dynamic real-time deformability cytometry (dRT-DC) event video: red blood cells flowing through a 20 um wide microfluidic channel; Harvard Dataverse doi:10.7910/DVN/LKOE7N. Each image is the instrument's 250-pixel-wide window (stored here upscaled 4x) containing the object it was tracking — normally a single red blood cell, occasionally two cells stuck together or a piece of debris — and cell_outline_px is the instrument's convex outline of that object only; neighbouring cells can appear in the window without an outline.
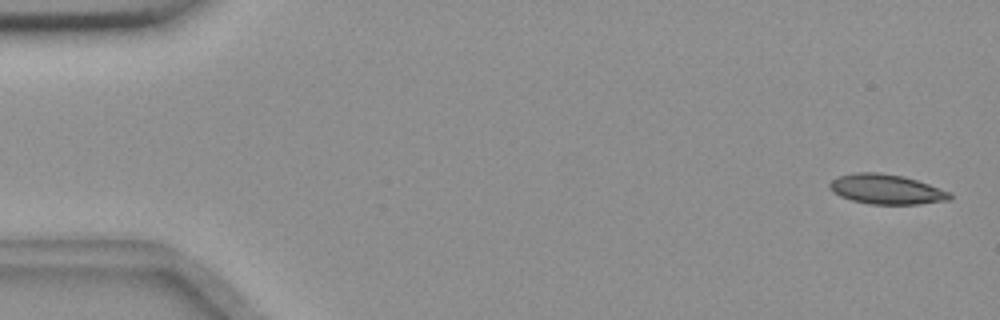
{"species": "common noctule bat (a hibernating species)", "species_latin": "Nyctalus noctula", "temperature_condition": "room temperature", "stored_images_in_passage": 56, "camera_frame_rate_fps": 3000, "um_per_image_px": 0.085, "animal": {"sex": "female", "body_mass_g": 18.4}, "frame": {"image": 1, "passage_image": 2, "time_ms": 0.333, "image_size_px": [1000, 320], "cell_outline_px": [[952, 200], [920, 204], [868, 204], [852, 200], [840, 196], [832, 192], [828, 188], [828, 184], [832, 180], [840, 176], [856, 172], [880, 172], [904, 176], [928, 184], [948, 192], [952, 196]], "centroid_in_image_um": [75.31, 16.09], "position_along_channel_um": 9.7, "area_um2": 20.92}}
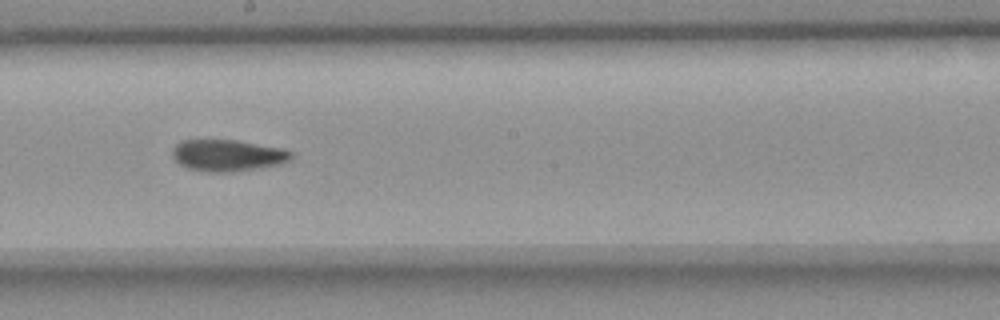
{"frame": {"image": 2, "passage_image": 31, "time_ms": 10.0, "image_size_px": [1000, 320], "cell_outline_px": [[296, 156], [292, 160], [284, 164], [260, 168], [232, 172], [208, 172], [188, 168], [180, 164], [172, 156], [172, 148], [180, 140], [236, 140], [284, 148], [296, 152]], "centroid_in_image_um": [19.45, 13.21], "position_along_channel_um": 228.8, "area_um2": 22.43}}
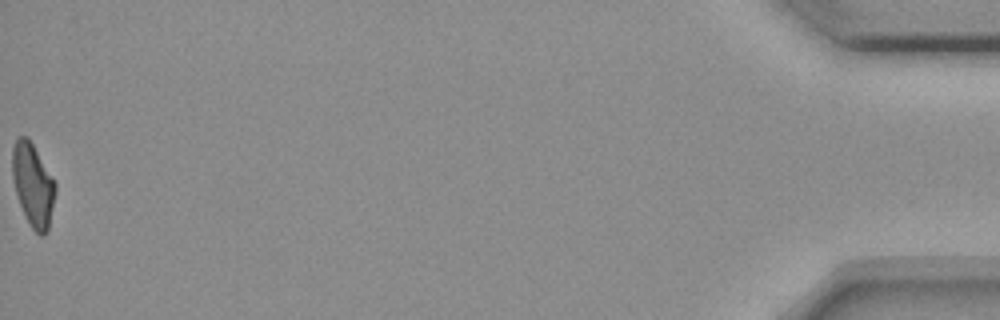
{"frame": {"image": 3, "passage_image": 56, "time_ms": 18.333, "image_size_px": [1000, 320], "cell_outline_px": [[56, 192], [48, 232], [44, 236], [40, 236], [32, 228], [20, 204], [12, 180], [12, 148], [16, 140], [20, 136], [28, 136], [56, 184]], "centroid_in_image_um": [2.81, 15.72], "position_along_channel_um": 432.4, "area_um2": 20.69}, "authors_computed_cell_mechanics": {"area_um2": 21.5016, "velocity_mm_per_s": 3.6543, "shape_relaxation_time_tau1_ms": null, "shape_relaxation_time_tau2_ms": 5.5209, "deformation_change_tau1": null, "deformation_change_tau2": 0.1182}}